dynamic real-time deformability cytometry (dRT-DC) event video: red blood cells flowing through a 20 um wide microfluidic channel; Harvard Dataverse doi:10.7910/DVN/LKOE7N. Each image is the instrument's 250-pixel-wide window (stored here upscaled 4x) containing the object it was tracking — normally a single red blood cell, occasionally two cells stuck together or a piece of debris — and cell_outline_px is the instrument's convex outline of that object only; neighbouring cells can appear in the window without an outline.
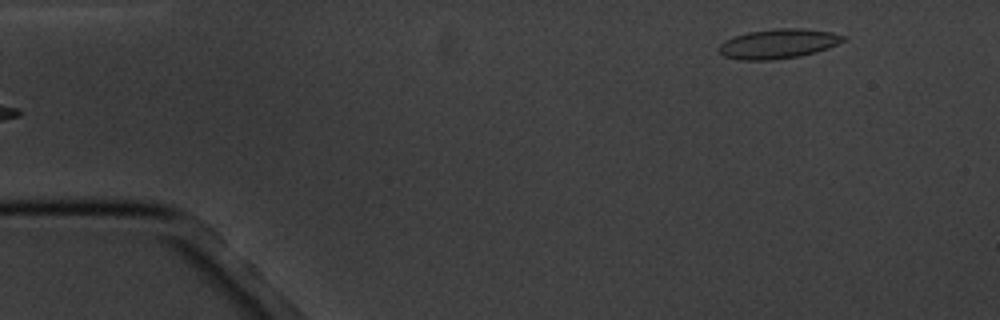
{"species": "common noctule bat (a hibernating species)", "species_latin": "Nyctalus noctula", "temperature_condition": "cold", "stored_images_in_passage": 5, "segment_of_instrument_passage": [2, 2], "camera_frame_rate_fps": 3000, "um_per_image_px": 0.085, "animal": {"sex": "male", "body_mass_g": 20.1, "forearm_length_mm": 53.5}, "frame": {"image": 1, "passage_image": 5, "time_ms": 4.667, "image_size_px": [1000, 320], "cell_outline_px": [[848, 40], [828, 48], [816, 52], [800, 56], [772, 60], [740, 60], [724, 56], [716, 52], [716, 48], [724, 40], [732, 36], [748, 32], [776, 28], [804, 28], [832, 32], [848, 36]], "centroid_in_image_um": [66.15, 3.71], "position_along_channel_um": 18.9, "area_um2": 21.96}}